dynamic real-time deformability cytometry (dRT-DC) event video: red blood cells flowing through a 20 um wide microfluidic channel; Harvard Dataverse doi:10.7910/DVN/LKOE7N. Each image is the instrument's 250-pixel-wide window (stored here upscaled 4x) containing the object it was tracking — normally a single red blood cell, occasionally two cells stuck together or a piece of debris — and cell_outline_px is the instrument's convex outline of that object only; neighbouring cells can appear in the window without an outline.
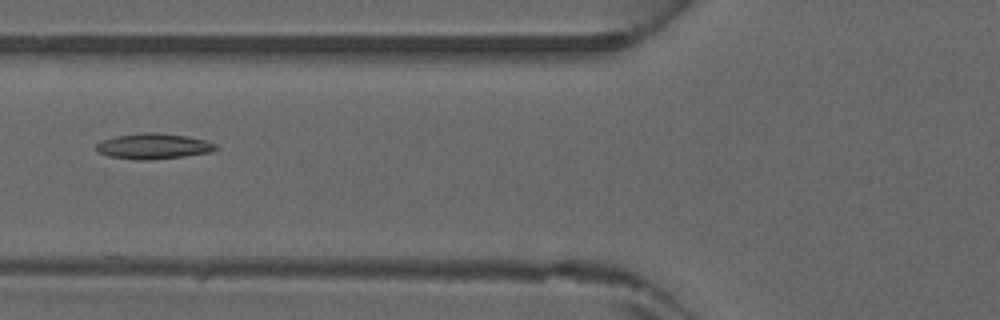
{"species": "common noctule bat (a hibernating species)", "species_latin": "Nyctalus noctula", "temperature_condition": "warm", "stored_images_in_passage": 5, "camera_frame_rate_fps": 3000, "um_per_image_px": 0.085, "animal": {"sex": "male", "forearm_length_mm": 52.5}, "frame": {"image": 1, "passage_image": 4, "time_ms": 1.0, "image_size_px": [1000, 320], "cell_outline_px": [[216, 148], [212, 152], [184, 156], [148, 160], [140, 160], [108, 156], [100, 152], [96, 148], [96, 144], [112, 136], [144, 132], [160, 132], [188, 136], [204, 140], [216, 144]], "centroid_in_image_um": [13.04, 12.41], "position_along_channel_um": 112.8, "area_um2": 17.8}}
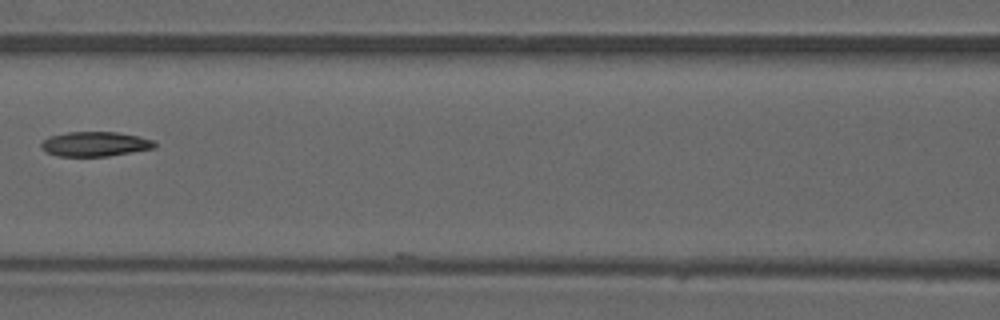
{"frame": {"image": 2, "passage_image": 5, "time_ms": 1.333, "image_size_px": [1000, 320], "cell_outline_px": [[156, 148], [108, 156], [56, 156], [40, 148], [40, 144], [48, 136], [68, 132], [116, 132], [140, 136], [152, 140], [156, 144]], "centroid_in_image_um": [8.07, 12.24], "position_along_channel_um": 158.5, "area_um2": 16.36}}